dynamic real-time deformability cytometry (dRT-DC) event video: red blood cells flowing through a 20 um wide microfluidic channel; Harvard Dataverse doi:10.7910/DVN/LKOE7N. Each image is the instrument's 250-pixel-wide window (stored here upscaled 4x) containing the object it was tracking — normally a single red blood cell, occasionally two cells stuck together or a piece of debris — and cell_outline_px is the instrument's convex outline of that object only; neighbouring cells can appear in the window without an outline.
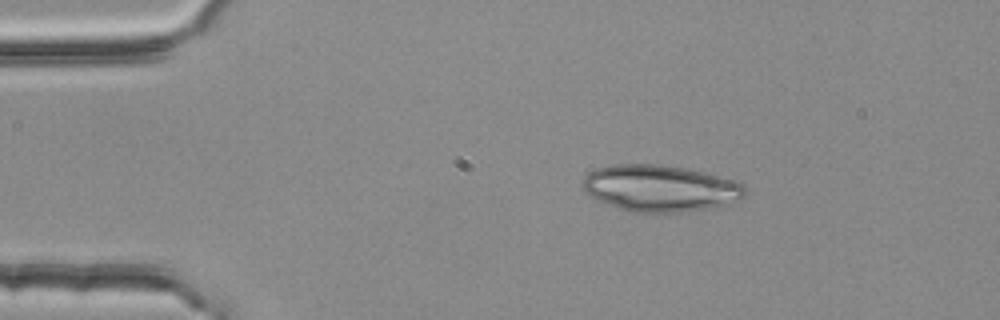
{"species": "common noctule bat (a hibernating species)", "species_latin": "Nyctalus noctula", "temperature_condition": "room temperature", "stored_images_in_passage": 2, "camera_frame_rate_fps": 3000, "um_per_image_px": 0.085, "animal": {"sex": "female", "body_mass_g": 25.1}, "frame": {"image": 1, "passage_image": 1, "time_ms": 0.0, "image_size_px": [1000, 320], "cell_outline_px": [[748, 192], [740, 200], [708, 208], [684, 212], [632, 212], [616, 208], [588, 196], [584, 192], [580, 184], [584, 176], [596, 168], [612, 164], [660, 164], [688, 168], [704, 172], [740, 184]], "centroid_in_image_um": [56.02, 16.0], "position_along_channel_um": 29.0, "area_um2": 44.16}}